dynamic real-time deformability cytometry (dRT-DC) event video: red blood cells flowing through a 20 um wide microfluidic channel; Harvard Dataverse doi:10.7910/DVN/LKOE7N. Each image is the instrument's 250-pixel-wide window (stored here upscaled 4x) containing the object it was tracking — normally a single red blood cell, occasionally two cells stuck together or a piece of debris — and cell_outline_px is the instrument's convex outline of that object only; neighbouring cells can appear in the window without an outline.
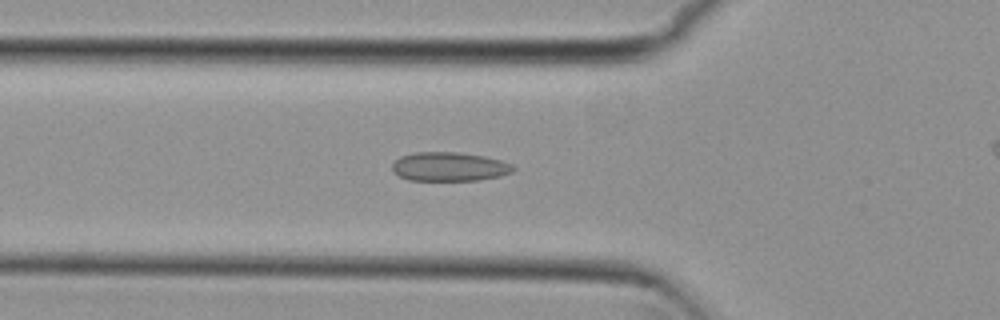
{"species": "common noctule bat (a hibernating species)", "species_latin": "Nyctalus noctula", "temperature_condition": "cold", "stored_images_in_passage": 30, "camera_frame_rate_fps": 3000, "um_per_image_px": 0.085, "animal": {"sex": "female", "body_mass_g": 29.2, "forearm_length_mm": 56.3}, "frame": {"image": 1, "passage_image": 2, "time_ms": 0.333, "image_size_px": [1000, 320], "cell_outline_px": [[516, 168], [512, 172], [500, 176], [480, 180], [408, 180], [392, 172], [392, 164], [400, 156], [416, 152], [456, 152], [484, 156], [500, 160], [512, 164]], "centroid_in_image_um": [38.19, 14.17], "position_along_channel_um": 87.6, "area_um2": 20.46}}
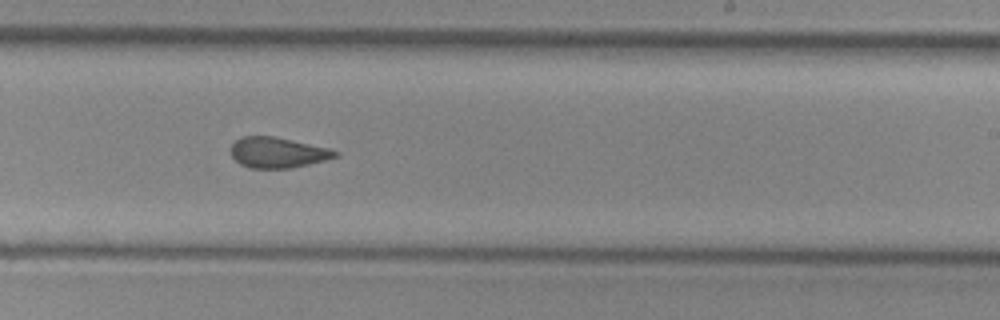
{"frame": {"image": 2, "passage_image": 16, "time_ms": 5.0, "image_size_px": [1000, 320], "cell_outline_px": [[340, 156], [292, 168], [248, 168], [240, 164], [232, 156], [232, 144], [240, 136], [272, 136], [328, 148], [340, 152]], "centroid_in_image_um": [23.6, 12.97], "position_along_channel_um": 265.4, "area_um2": 18.44}}
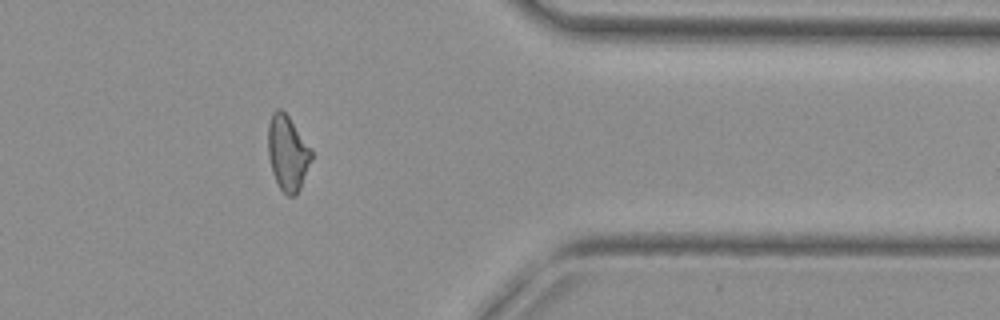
{"frame": {"image": 3, "passage_image": 27, "time_ms": 8.667, "image_size_px": [1000, 320], "cell_outline_px": [[312, 160], [300, 188], [296, 196], [288, 196], [280, 188], [272, 172], [268, 156], [268, 124], [272, 112], [276, 108], [280, 108], [288, 116], [312, 152]], "centroid_in_image_um": [24.43, 13.01], "position_along_channel_um": 387.0, "area_um2": 18.79}}